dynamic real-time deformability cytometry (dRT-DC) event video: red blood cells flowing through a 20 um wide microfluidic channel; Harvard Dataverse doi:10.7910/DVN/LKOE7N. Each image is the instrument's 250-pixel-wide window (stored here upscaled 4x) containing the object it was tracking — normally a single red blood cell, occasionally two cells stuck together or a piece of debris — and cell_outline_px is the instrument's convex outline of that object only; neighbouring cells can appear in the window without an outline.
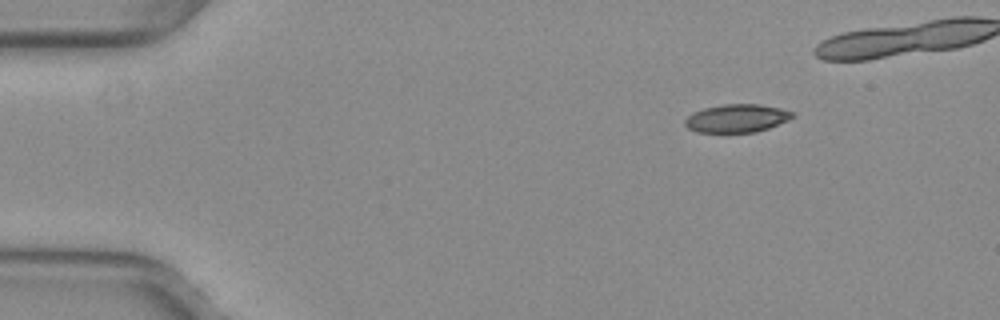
{"species": "common noctule bat (a hibernating species)", "species_latin": "Nyctalus noctula", "temperature_condition": "warm", "stored_images_in_passage": 4, "camera_frame_rate_fps": 3000, "um_per_image_px": 0.085, "animal": {"sex": "female", "body_mass_g": 29.2, "forearm_length_mm": 56.3}, "frame": {"image": 1, "passage_image": 1, "time_ms": 0.0, "image_size_px": [1000, 320], "cell_outline_px": [[796, 116], [768, 128], [756, 132], [696, 132], [688, 128], [684, 124], [684, 120], [692, 112], [704, 108], [724, 104], [760, 104], [780, 108], [792, 112]], "centroid_in_image_um": [62.6, 10.05], "position_along_channel_um": 22.4, "area_um2": 17.57}}